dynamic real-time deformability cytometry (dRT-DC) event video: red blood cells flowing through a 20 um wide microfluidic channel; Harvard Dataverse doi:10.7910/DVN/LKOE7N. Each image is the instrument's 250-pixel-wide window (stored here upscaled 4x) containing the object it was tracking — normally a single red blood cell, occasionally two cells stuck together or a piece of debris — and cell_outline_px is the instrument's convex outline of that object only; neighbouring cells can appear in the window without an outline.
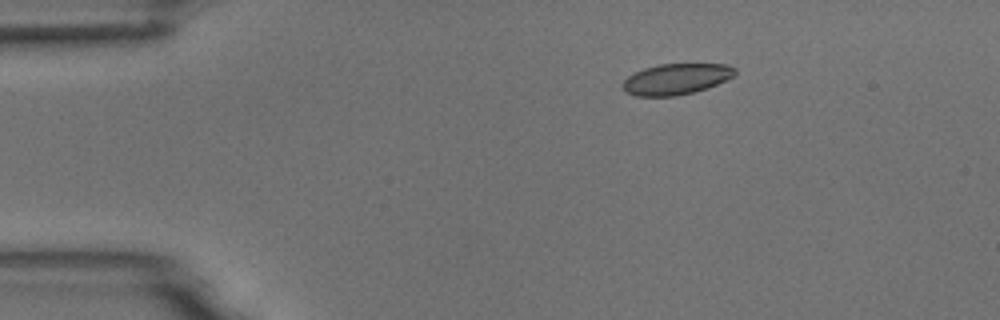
{"species": "common noctule bat (a hibernating species)", "species_latin": "Nyctalus noctula", "temperature_condition": "room temperature", "stored_images_in_passage": 3, "camera_frame_rate_fps": 3000, "um_per_image_px": 0.085, "animal": {"sex": "male", "body_mass_g": 18.8}, "frame": {"image": 1, "passage_image": 1, "time_ms": 0.0, "image_size_px": [1000, 320], "cell_outline_px": [[736, 72], [732, 76], [708, 88], [676, 96], [636, 96], [624, 92], [620, 84], [628, 76], [644, 68], [660, 64], [728, 64], [736, 68]], "centroid_in_image_um": [57.43, 6.72], "position_along_channel_um": 27.6, "area_um2": 20.23}}